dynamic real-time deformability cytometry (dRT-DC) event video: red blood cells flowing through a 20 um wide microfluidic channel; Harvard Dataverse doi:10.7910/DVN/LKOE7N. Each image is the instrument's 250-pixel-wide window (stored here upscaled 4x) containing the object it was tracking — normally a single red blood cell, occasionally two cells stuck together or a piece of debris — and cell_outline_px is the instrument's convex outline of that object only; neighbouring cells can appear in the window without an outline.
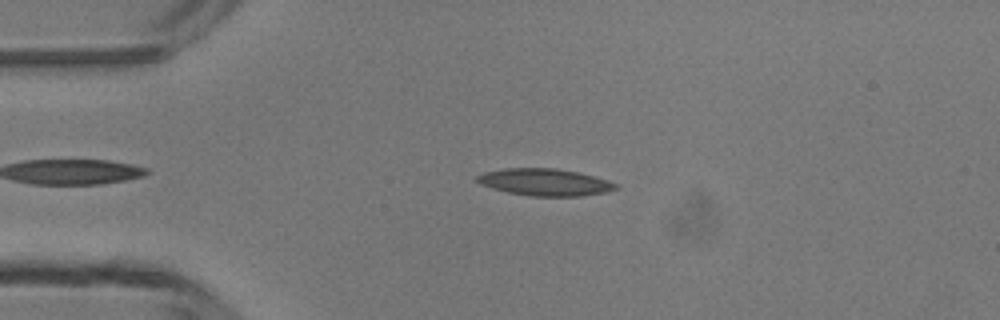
{"species": "common noctule bat (a hibernating species)", "species_latin": "Nyctalus noctula", "temperature_condition": "room temperature", "stored_images_in_passage": 4, "camera_frame_rate_fps": 3000, "um_per_image_px": 0.085, "animal": {"sex": "male", "body_mass_g": 13.3}, "frame": {"image": 1, "passage_image": 3, "time_ms": 2.333, "image_size_px": [1000, 320], "cell_outline_px": [[620, 188], [608, 192], [580, 196], [528, 196], [508, 192], [492, 188], [480, 184], [476, 180], [476, 176], [484, 172], [504, 168], [556, 168], [580, 172], [608, 180], [620, 184]], "centroid_in_image_um": [46.37, 15.48], "position_along_channel_um": 38.6, "area_um2": 22.14}}